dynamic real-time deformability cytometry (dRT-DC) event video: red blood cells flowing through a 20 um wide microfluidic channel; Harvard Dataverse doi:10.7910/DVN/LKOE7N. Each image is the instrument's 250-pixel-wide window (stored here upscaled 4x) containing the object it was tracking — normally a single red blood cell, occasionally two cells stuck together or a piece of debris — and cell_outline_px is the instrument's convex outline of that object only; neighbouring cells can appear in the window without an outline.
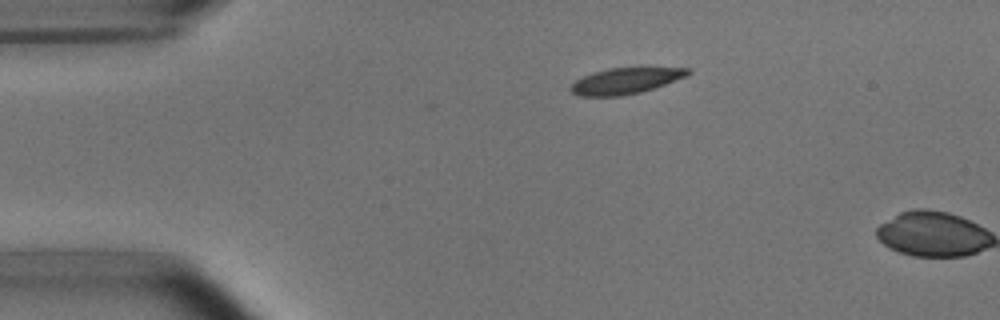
{"species": "common noctule bat (a hibernating species)", "species_latin": "Nyctalus noctula", "temperature_condition": "room temperature", "stored_images_in_passage": 2, "camera_frame_rate_fps": 3000, "um_per_image_px": 0.085, "animal": {"sex": "male", "body_mass_g": 15.6}, "frame": {"image": 1, "passage_image": 1, "time_ms": 0.0, "image_size_px": [1000, 320], "cell_outline_px": [[692, 72], [688, 76], [640, 92], [624, 96], [580, 96], [572, 92], [568, 88], [576, 80], [592, 72], [608, 68], [636, 64], [688, 68]], "centroid_in_image_um": [53.24, 6.8], "position_along_channel_um": 31.8, "area_um2": 18.79}}